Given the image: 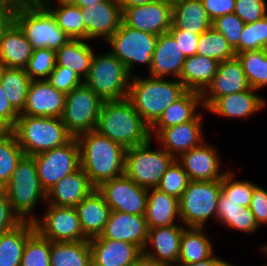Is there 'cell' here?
Returning <instances> with one entry per match:
<instances>
[{"mask_svg":"<svg viewBox=\"0 0 267 266\" xmlns=\"http://www.w3.org/2000/svg\"><path fill=\"white\" fill-rule=\"evenodd\" d=\"M76 139L80 148V167L95 188L124 174L126 148L122 145L96 130L83 133Z\"/></svg>","mask_w":267,"mask_h":266,"instance_id":"6da1fadb","label":"cell"},{"mask_svg":"<svg viewBox=\"0 0 267 266\" xmlns=\"http://www.w3.org/2000/svg\"><path fill=\"white\" fill-rule=\"evenodd\" d=\"M95 130L126 149L152 139L150 126L128 98L104 101Z\"/></svg>","mask_w":267,"mask_h":266,"instance_id":"7a4b0ae2","label":"cell"},{"mask_svg":"<svg viewBox=\"0 0 267 266\" xmlns=\"http://www.w3.org/2000/svg\"><path fill=\"white\" fill-rule=\"evenodd\" d=\"M187 89L179 79L138 77L132 75L128 99L143 120L151 127Z\"/></svg>","mask_w":267,"mask_h":266,"instance_id":"3957f363","label":"cell"},{"mask_svg":"<svg viewBox=\"0 0 267 266\" xmlns=\"http://www.w3.org/2000/svg\"><path fill=\"white\" fill-rule=\"evenodd\" d=\"M13 21L23 31L33 49L57 51L70 37L58 26L55 17L42 3H19L13 8Z\"/></svg>","mask_w":267,"mask_h":266,"instance_id":"277c9868","label":"cell"},{"mask_svg":"<svg viewBox=\"0 0 267 266\" xmlns=\"http://www.w3.org/2000/svg\"><path fill=\"white\" fill-rule=\"evenodd\" d=\"M27 156H34L63 146L72 136L61 118L19 115L12 129Z\"/></svg>","mask_w":267,"mask_h":266,"instance_id":"5b68a950","label":"cell"},{"mask_svg":"<svg viewBox=\"0 0 267 266\" xmlns=\"http://www.w3.org/2000/svg\"><path fill=\"white\" fill-rule=\"evenodd\" d=\"M4 188L13 212L22 221L34 222L38 218L33 215L35 206L42 199L46 203V192L41 186L32 156L22 157Z\"/></svg>","mask_w":267,"mask_h":266,"instance_id":"8992f818","label":"cell"},{"mask_svg":"<svg viewBox=\"0 0 267 266\" xmlns=\"http://www.w3.org/2000/svg\"><path fill=\"white\" fill-rule=\"evenodd\" d=\"M132 75L127 67L109 51L94 53L83 83L103 101L123 100L128 97Z\"/></svg>","mask_w":267,"mask_h":266,"instance_id":"52a82bcc","label":"cell"},{"mask_svg":"<svg viewBox=\"0 0 267 266\" xmlns=\"http://www.w3.org/2000/svg\"><path fill=\"white\" fill-rule=\"evenodd\" d=\"M220 193L221 180H190L179 198V214L183 225L205 228L211 216L216 220Z\"/></svg>","mask_w":267,"mask_h":266,"instance_id":"ba28073f","label":"cell"},{"mask_svg":"<svg viewBox=\"0 0 267 266\" xmlns=\"http://www.w3.org/2000/svg\"><path fill=\"white\" fill-rule=\"evenodd\" d=\"M148 142L126 149L124 174L137 185L150 189L156 188L167 168L175 158L162 147L151 149Z\"/></svg>","mask_w":267,"mask_h":266,"instance_id":"9c48e42d","label":"cell"},{"mask_svg":"<svg viewBox=\"0 0 267 266\" xmlns=\"http://www.w3.org/2000/svg\"><path fill=\"white\" fill-rule=\"evenodd\" d=\"M157 39L158 35L134 29L122 21L106 42L111 48L109 52L116 56L132 75L136 64L148 65L150 69Z\"/></svg>","mask_w":267,"mask_h":266,"instance_id":"30bf717a","label":"cell"},{"mask_svg":"<svg viewBox=\"0 0 267 266\" xmlns=\"http://www.w3.org/2000/svg\"><path fill=\"white\" fill-rule=\"evenodd\" d=\"M103 100L84 83L66 94L61 116L66 130L72 137L94 131Z\"/></svg>","mask_w":267,"mask_h":266,"instance_id":"8fae6325","label":"cell"},{"mask_svg":"<svg viewBox=\"0 0 267 266\" xmlns=\"http://www.w3.org/2000/svg\"><path fill=\"white\" fill-rule=\"evenodd\" d=\"M42 188L47 193L57 182L80 168V148L76 137L63 146L32 156Z\"/></svg>","mask_w":267,"mask_h":266,"instance_id":"7c38bea8","label":"cell"},{"mask_svg":"<svg viewBox=\"0 0 267 266\" xmlns=\"http://www.w3.org/2000/svg\"><path fill=\"white\" fill-rule=\"evenodd\" d=\"M43 217L34 221L36 231L51 242L88 240L83 233L76 207H59L45 203Z\"/></svg>","mask_w":267,"mask_h":266,"instance_id":"4fadbf2b","label":"cell"},{"mask_svg":"<svg viewBox=\"0 0 267 266\" xmlns=\"http://www.w3.org/2000/svg\"><path fill=\"white\" fill-rule=\"evenodd\" d=\"M97 189L111 211L145 215L148 189L137 185L125 174L103 182Z\"/></svg>","mask_w":267,"mask_h":266,"instance_id":"5bb4252c","label":"cell"},{"mask_svg":"<svg viewBox=\"0 0 267 266\" xmlns=\"http://www.w3.org/2000/svg\"><path fill=\"white\" fill-rule=\"evenodd\" d=\"M122 15L127 26L158 36L168 33L172 27V5L164 2L122 7Z\"/></svg>","mask_w":267,"mask_h":266,"instance_id":"9a60e30c","label":"cell"},{"mask_svg":"<svg viewBox=\"0 0 267 266\" xmlns=\"http://www.w3.org/2000/svg\"><path fill=\"white\" fill-rule=\"evenodd\" d=\"M250 89L251 86L237 56L219 62L216 75L207 88L201 93L204 110H207L222 96Z\"/></svg>","mask_w":267,"mask_h":266,"instance_id":"2e32d148","label":"cell"},{"mask_svg":"<svg viewBox=\"0 0 267 266\" xmlns=\"http://www.w3.org/2000/svg\"><path fill=\"white\" fill-rule=\"evenodd\" d=\"M217 151L204 141L182 153L176 160L183 166L191 181L222 180L228 170H221L222 161Z\"/></svg>","mask_w":267,"mask_h":266,"instance_id":"e0dca14e","label":"cell"},{"mask_svg":"<svg viewBox=\"0 0 267 266\" xmlns=\"http://www.w3.org/2000/svg\"><path fill=\"white\" fill-rule=\"evenodd\" d=\"M66 94L47 80L31 81L26 103L20 115L61 118Z\"/></svg>","mask_w":267,"mask_h":266,"instance_id":"ac0fdd59","label":"cell"},{"mask_svg":"<svg viewBox=\"0 0 267 266\" xmlns=\"http://www.w3.org/2000/svg\"><path fill=\"white\" fill-rule=\"evenodd\" d=\"M86 40L103 37L106 41L122 23V7L118 0L98 2L81 8Z\"/></svg>","mask_w":267,"mask_h":266,"instance_id":"d6986e66","label":"cell"},{"mask_svg":"<svg viewBox=\"0 0 267 266\" xmlns=\"http://www.w3.org/2000/svg\"><path fill=\"white\" fill-rule=\"evenodd\" d=\"M149 233L145 215L110 211L104 231L92 239H110L133 243L144 249Z\"/></svg>","mask_w":267,"mask_h":266,"instance_id":"ffe728a7","label":"cell"},{"mask_svg":"<svg viewBox=\"0 0 267 266\" xmlns=\"http://www.w3.org/2000/svg\"><path fill=\"white\" fill-rule=\"evenodd\" d=\"M204 121L202 113L194 120L181 123L176 126L162 129L155 140L164 150L177 159L182 153L199 146L204 142L202 122Z\"/></svg>","mask_w":267,"mask_h":266,"instance_id":"44dd1931","label":"cell"},{"mask_svg":"<svg viewBox=\"0 0 267 266\" xmlns=\"http://www.w3.org/2000/svg\"><path fill=\"white\" fill-rule=\"evenodd\" d=\"M187 227L181 223L149 229L143 254L151 259L177 266L180 241ZM151 247V249L149 248ZM153 248V249H152Z\"/></svg>","mask_w":267,"mask_h":266,"instance_id":"7402d4cb","label":"cell"},{"mask_svg":"<svg viewBox=\"0 0 267 266\" xmlns=\"http://www.w3.org/2000/svg\"><path fill=\"white\" fill-rule=\"evenodd\" d=\"M185 59L174 37L169 32L161 34L155 45L148 77L168 78L170 75L173 79H179Z\"/></svg>","mask_w":267,"mask_h":266,"instance_id":"603a6c76","label":"cell"},{"mask_svg":"<svg viewBox=\"0 0 267 266\" xmlns=\"http://www.w3.org/2000/svg\"><path fill=\"white\" fill-rule=\"evenodd\" d=\"M92 266H131L143 250L125 241L90 239Z\"/></svg>","mask_w":267,"mask_h":266,"instance_id":"cb8c5ba5","label":"cell"},{"mask_svg":"<svg viewBox=\"0 0 267 266\" xmlns=\"http://www.w3.org/2000/svg\"><path fill=\"white\" fill-rule=\"evenodd\" d=\"M95 189L80 167L57 182L46 193V203L59 207H76Z\"/></svg>","mask_w":267,"mask_h":266,"instance_id":"d4e9b609","label":"cell"},{"mask_svg":"<svg viewBox=\"0 0 267 266\" xmlns=\"http://www.w3.org/2000/svg\"><path fill=\"white\" fill-rule=\"evenodd\" d=\"M33 50L23 31L12 20L0 36V66L25 69Z\"/></svg>","mask_w":267,"mask_h":266,"instance_id":"484cf974","label":"cell"},{"mask_svg":"<svg viewBox=\"0 0 267 266\" xmlns=\"http://www.w3.org/2000/svg\"><path fill=\"white\" fill-rule=\"evenodd\" d=\"M257 90L228 94L218 98L207 110L225 118H246L266 108V101Z\"/></svg>","mask_w":267,"mask_h":266,"instance_id":"4316f807","label":"cell"},{"mask_svg":"<svg viewBox=\"0 0 267 266\" xmlns=\"http://www.w3.org/2000/svg\"><path fill=\"white\" fill-rule=\"evenodd\" d=\"M199 106L203 107L200 92L187 90L179 99L173 102L150 127V135L153 139L162 129L179 125L194 120L200 112ZM198 111V112H197Z\"/></svg>","mask_w":267,"mask_h":266,"instance_id":"83f0119b","label":"cell"},{"mask_svg":"<svg viewBox=\"0 0 267 266\" xmlns=\"http://www.w3.org/2000/svg\"><path fill=\"white\" fill-rule=\"evenodd\" d=\"M84 236L90 240L104 231L110 208L96 188L76 206Z\"/></svg>","mask_w":267,"mask_h":266,"instance_id":"f1b7e54d","label":"cell"},{"mask_svg":"<svg viewBox=\"0 0 267 266\" xmlns=\"http://www.w3.org/2000/svg\"><path fill=\"white\" fill-rule=\"evenodd\" d=\"M172 27L170 30H184L202 34L212 28V20L206 13L202 0H177L172 5Z\"/></svg>","mask_w":267,"mask_h":266,"instance_id":"f546056e","label":"cell"},{"mask_svg":"<svg viewBox=\"0 0 267 266\" xmlns=\"http://www.w3.org/2000/svg\"><path fill=\"white\" fill-rule=\"evenodd\" d=\"M179 199L157 189H148V200L145 218L149 229L177 224Z\"/></svg>","mask_w":267,"mask_h":266,"instance_id":"4dcf8cb0","label":"cell"},{"mask_svg":"<svg viewBox=\"0 0 267 266\" xmlns=\"http://www.w3.org/2000/svg\"><path fill=\"white\" fill-rule=\"evenodd\" d=\"M218 61L213 58L194 55L187 57L179 80L187 90L202 93L216 75Z\"/></svg>","mask_w":267,"mask_h":266,"instance_id":"1f68e13d","label":"cell"},{"mask_svg":"<svg viewBox=\"0 0 267 266\" xmlns=\"http://www.w3.org/2000/svg\"><path fill=\"white\" fill-rule=\"evenodd\" d=\"M84 39H70L56 51V66H64L74 71L81 79L88 75L93 47Z\"/></svg>","mask_w":267,"mask_h":266,"instance_id":"d6a6232c","label":"cell"},{"mask_svg":"<svg viewBox=\"0 0 267 266\" xmlns=\"http://www.w3.org/2000/svg\"><path fill=\"white\" fill-rule=\"evenodd\" d=\"M216 221H218V224L220 223L248 234L255 233L259 229L250 208L228 200L222 192L217 203Z\"/></svg>","mask_w":267,"mask_h":266,"instance_id":"836d02e7","label":"cell"},{"mask_svg":"<svg viewBox=\"0 0 267 266\" xmlns=\"http://www.w3.org/2000/svg\"><path fill=\"white\" fill-rule=\"evenodd\" d=\"M36 231L34 222L22 221L0 234V266H20L27 239Z\"/></svg>","mask_w":267,"mask_h":266,"instance_id":"e575fe53","label":"cell"},{"mask_svg":"<svg viewBox=\"0 0 267 266\" xmlns=\"http://www.w3.org/2000/svg\"><path fill=\"white\" fill-rule=\"evenodd\" d=\"M204 233L205 228L196 227H187L183 231L177 266L204 261L214 254L211 239Z\"/></svg>","mask_w":267,"mask_h":266,"instance_id":"d590c367","label":"cell"},{"mask_svg":"<svg viewBox=\"0 0 267 266\" xmlns=\"http://www.w3.org/2000/svg\"><path fill=\"white\" fill-rule=\"evenodd\" d=\"M42 4L52 13L58 26L70 39L86 40V28L80 7L74 3H55L53 0H44Z\"/></svg>","mask_w":267,"mask_h":266,"instance_id":"8d00e7d4","label":"cell"},{"mask_svg":"<svg viewBox=\"0 0 267 266\" xmlns=\"http://www.w3.org/2000/svg\"><path fill=\"white\" fill-rule=\"evenodd\" d=\"M50 266H92L89 240L51 242Z\"/></svg>","mask_w":267,"mask_h":266,"instance_id":"74e56055","label":"cell"},{"mask_svg":"<svg viewBox=\"0 0 267 266\" xmlns=\"http://www.w3.org/2000/svg\"><path fill=\"white\" fill-rule=\"evenodd\" d=\"M31 81L25 69L0 66V84L7 99L19 113L25 106Z\"/></svg>","mask_w":267,"mask_h":266,"instance_id":"f35d334b","label":"cell"},{"mask_svg":"<svg viewBox=\"0 0 267 266\" xmlns=\"http://www.w3.org/2000/svg\"><path fill=\"white\" fill-rule=\"evenodd\" d=\"M24 155L14 132L2 130L0 132V187H4L9 182Z\"/></svg>","mask_w":267,"mask_h":266,"instance_id":"ab89813d","label":"cell"},{"mask_svg":"<svg viewBox=\"0 0 267 266\" xmlns=\"http://www.w3.org/2000/svg\"><path fill=\"white\" fill-rule=\"evenodd\" d=\"M197 55L213 58L218 62L236 56L225 37L213 27L200 34L197 43Z\"/></svg>","mask_w":267,"mask_h":266,"instance_id":"60d3db41","label":"cell"},{"mask_svg":"<svg viewBox=\"0 0 267 266\" xmlns=\"http://www.w3.org/2000/svg\"><path fill=\"white\" fill-rule=\"evenodd\" d=\"M51 241L35 231L26 241L20 266H50Z\"/></svg>","mask_w":267,"mask_h":266,"instance_id":"b9f144b4","label":"cell"},{"mask_svg":"<svg viewBox=\"0 0 267 266\" xmlns=\"http://www.w3.org/2000/svg\"><path fill=\"white\" fill-rule=\"evenodd\" d=\"M256 185L252 181L236 180L233 170H229L221 180V192L228 200L240 203V206L249 207Z\"/></svg>","mask_w":267,"mask_h":266,"instance_id":"7bdbcfd3","label":"cell"},{"mask_svg":"<svg viewBox=\"0 0 267 266\" xmlns=\"http://www.w3.org/2000/svg\"><path fill=\"white\" fill-rule=\"evenodd\" d=\"M56 67V52L47 48L33 50L25 68L32 81L47 80Z\"/></svg>","mask_w":267,"mask_h":266,"instance_id":"ee69618b","label":"cell"},{"mask_svg":"<svg viewBox=\"0 0 267 266\" xmlns=\"http://www.w3.org/2000/svg\"><path fill=\"white\" fill-rule=\"evenodd\" d=\"M189 181L183 166L175 159L167 168L156 188L179 199L187 188Z\"/></svg>","mask_w":267,"mask_h":266,"instance_id":"f6af8a7d","label":"cell"},{"mask_svg":"<svg viewBox=\"0 0 267 266\" xmlns=\"http://www.w3.org/2000/svg\"><path fill=\"white\" fill-rule=\"evenodd\" d=\"M267 48V15L245 24L239 43V53Z\"/></svg>","mask_w":267,"mask_h":266,"instance_id":"bcb514c9","label":"cell"},{"mask_svg":"<svg viewBox=\"0 0 267 266\" xmlns=\"http://www.w3.org/2000/svg\"><path fill=\"white\" fill-rule=\"evenodd\" d=\"M244 26L245 23L235 13L220 16L212 22V27L225 37L235 54L239 53Z\"/></svg>","mask_w":267,"mask_h":266,"instance_id":"7dc6e473","label":"cell"},{"mask_svg":"<svg viewBox=\"0 0 267 266\" xmlns=\"http://www.w3.org/2000/svg\"><path fill=\"white\" fill-rule=\"evenodd\" d=\"M236 56L242 64L245 76L251 88L258 91L260 89L261 61L267 56V48L244 51L242 53H237Z\"/></svg>","mask_w":267,"mask_h":266,"instance_id":"c3c4849f","label":"cell"},{"mask_svg":"<svg viewBox=\"0 0 267 266\" xmlns=\"http://www.w3.org/2000/svg\"><path fill=\"white\" fill-rule=\"evenodd\" d=\"M234 13L245 23H254L267 15L265 0H236Z\"/></svg>","mask_w":267,"mask_h":266,"instance_id":"681fc988","label":"cell"},{"mask_svg":"<svg viewBox=\"0 0 267 266\" xmlns=\"http://www.w3.org/2000/svg\"><path fill=\"white\" fill-rule=\"evenodd\" d=\"M47 81L65 94L70 93L74 88L83 84V79L74 71L64 66H56Z\"/></svg>","mask_w":267,"mask_h":266,"instance_id":"f907efd6","label":"cell"},{"mask_svg":"<svg viewBox=\"0 0 267 266\" xmlns=\"http://www.w3.org/2000/svg\"><path fill=\"white\" fill-rule=\"evenodd\" d=\"M22 220L13 212L4 187H0V234L18 226Z\"/></svg>","mask_w":267,"mask_h":266,"instance_id":"816d5d0a","label":"cell"},{"mask_svg":"<svg viewBox=\"0 0 267 266\" xmlns=\"http://www.w3.org/2000/svg\"><path fill=\"white\" fill-rule=\"evenodd\" d=\"M258 226L267 224V189L256 185L249 205Z\"/></svg>","mask_w":267,"mask_h":266,"instance_id":"f5cc1de1","label":"cell"},{"mask_svg":"<svg viewBox=\"0 0 267 266\" xmlns=\"http://www.w3.org/2000/svg\"><path fill=\"white\" fill-rule=\"evenodd\" d=\"M19 115L20 113L11 105L0 84V128L2 130H12Z\"/></svg>","mask_w":267,"mask_h":266,"instance_id":"db71d44e","label":"cell"},{"mask_svg":"<svg viewBox=\"0 0 267 266\" xmlns=\"http://www.w3.org/2000/svg\"><path fill=\"white\" fill-rule=\"evenodd\" d=\"M169 33L177 41L186 58L197 54V43L200 35L184 30H169Z\"/></svg>","mask_w":267,"mask_h":266,"instance_id":"11a10c76","label":"cell"},{"mask_svg":"<svg viewBox=\"0 0 267 266\" xmlns=\"http://www.w3.org/2000/svg\"><path fill=\"white\" fill-rule=\"evenodd\" d=\"M206 13L212 21L220 16L234 13L236 0H202Z\"/></svg>","mask_w":267,"mask_h":266,"instance_id":"9f6ffc18","label":"cell"},{"mask_svg":"<svg viewBox=\"0 0 267 266\" xmlns=\"http://www.w3.org/2000/svg\"><path fill=\"white\" fill-rule=\"evenodd\" d=\"M14 6L0 2V36L7 25L13 20Z\"/></svg>","mask_w":267,"mask_h":266,"instance_id":"6f0895ef","label":"cell"},{"mask_svg":"<svg viewBox=\"0 0 267 266\" xmlns=\"http://www.w3.org/2000/svg\"><path fill=\"white\" fill-rule=\"evenodd\" d=\"M131 266H174V265L151 259L142 254Z\"/></svg>","mask_w":267,"mask_h":266,"instance_id":"680465c9","label":"cell"},{"mask_svg":"<svg viewBox=\"0 0 267 266\" xmlns=\"http://www.w3.org/2000/svg\"><path fill=\"white\" fill-rule=\"evenodd\" d=\"M267 86V56L261 61L260 88Z\"/></svg>","mask_w":267,"mask_h":266,"instance_id":"91938a15","label":"cell"},{"mask_svg":"<svg viewBox=\"0 0 267 266\" xmlns=\"http://www.w3.org/2000/svg\"><path fill=\"white\" fill-rule=\"evenodd\" d=\"M153 0H118L121 7L139 6L152 2Z\"/></svg>","mask_w":267,"mask_h":266,"instance_id":"94428289","label":"cell"},{"mask_svg":"<svg viewBox=\"0 0 267 266\" xmlns=\"http://www.w3.org/2000/svg\"><path fill=\"white\" fill-rule=\"evenodd\" d=\"M215 255L216 254H213L210 258H208L204 261H200V262H196V263H183L180 266H211V263L216 258Z\"/></svg>","mask_w":267,"mask_h":266,"instance_id":"6125c7cd","label":"cell"},{"mask_svg":"<svg viewBox=\"0 0 267 266\" xmlns=\"http://www.w3.org/2000/svg\"><path fill=\"white\" fill-rule=\"evenodd\" d=\"M105 1H111V0H76L74 4L80 8H85L89 5L91 6L92 4Z\"/></svg>","mask_w":267,"mask_h":266,"instance_id":"be15d7a7","label":"cell"},{"mask_svg":"<svg viewBox=\"0 0 267 266\" xmlns=\"http://www.w3.org/2000/svg\"><path fill=\"white\" fill-rule=\"evenodd\" d=\"M211 266H235V265L234 264L232 265L231 263L222 259L220 256H217L211 263Z\"/></svg>","mask_w":267,"mask_h":266,"instance_id":"e7e4bbea","label":"cell"},{"mask_svg":"<svg viewBox=\"0 0 267 266\" xmlns=\"http://www.w3.org/2000/svg\"><path fill=\"white\" fill-rule=\"evenodd\" d=\"M0 2L6 3L8 5H12V6L19 4V0H0Z\"/></svg>","mask_w":267,"mask_h":266,"instance_id":"03108f58","label":"cell"},{"mask_svg":"<svg viewBox=\"0 0 267 266\" xmlns=\"http://www.w3.org/2000/svg\"><path fill=\"white\" fill-rule=\"evenodd\" d=\"M153 1L164 2L173 5L177 0H153Z\"/></svg>","mask_w":267,"mask_h":266,"instance_id":"003e7915","label":"cell"},{"mask_svg":"<svg viewBox=\"0 0 267 266\" xmlns=\"http://www.w3.org/2000/svg\"><path fill=\"white\" fill-rule=\"evenodd\" d=\"M261 248V252L263 251L264 254L267 255V243L264 246H260ZM264 266H267V264H265Z\"/></svg>","mask_w":267,"mask_h":266,"instance_id":"a7ac6f4b","label":"cell"},{"mask_svg":"<svg viewBox=\"0 0 267 266\" xmlns=\"http://www.w3.org/2000/svg\"><path fill=\"white\" fill-rule=\"evenodd\" d=\"M76 0H55V2H62V3H75Z\"/></svg>","mask_w":267,"mask_h":266,"instance_id":"89a4df30","label":"cell"},{"mask_svg":"<svg viewBox=\"0 0 267 266\" xmlns=\"http://www.w3.org/2000/svg\"><path fill=\"white\" fill-rule=\"evenodd\" d=\"M44 0H26V3H42Z\"/></svg>","mask_w":267,"mask_h":266,"instance_id":"2644e50d","label":"cell"},{"mask_svg":"<svg viewBox=\"0 0 267 266\" xmlns=\"http://www.w3.org/2000/svg\"><path fill=\"white\" fill-rule=\"evenodd\" d=\"M19 3H26V0H19Z\"/></svg>","mask_w":267,"mask_h":266,"instance_id":"8c879c8a","label":"cell"}]
</instances>
